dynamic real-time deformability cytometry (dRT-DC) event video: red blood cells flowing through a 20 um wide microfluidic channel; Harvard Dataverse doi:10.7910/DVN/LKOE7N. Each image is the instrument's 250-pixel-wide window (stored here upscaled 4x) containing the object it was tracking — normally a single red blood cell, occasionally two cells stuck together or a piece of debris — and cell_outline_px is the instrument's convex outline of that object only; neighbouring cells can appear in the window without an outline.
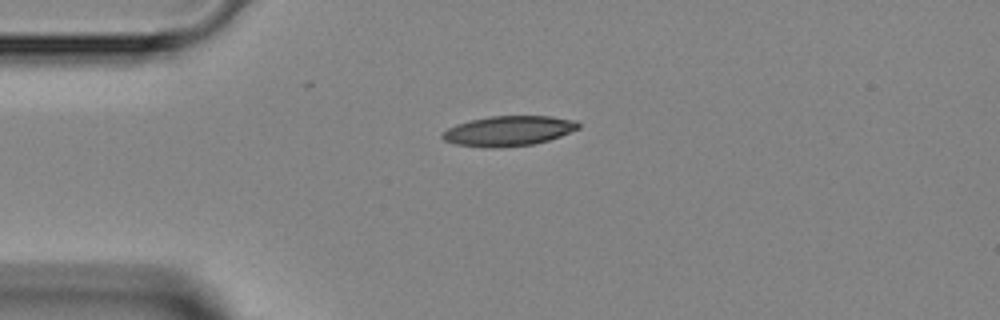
{"species": "Egyptian fruit bat (a non-hibernating species)", "species_latin": "Rousettus aegyptiacus", "temperature_condition": "room temperature", "stored_images_in_passage": 2, "camera_frame_rate_fps": 3000, "um_per_image_px": 0.085, "animal": {"sex": "female"}, "frame": {"image": 1, "passage_image": 1, "time_ms": 0.0, "image_size_px": [1000, 320], "cell_outline_px": [[580, 128], [560, 136], [548, 140], [532, 144], [496, 148], [488, 148], [456, 144], [444, 140], [440, 136], [448, 128], [456, 124], [468, 120], [492, 116], [552, 116], [576, 120], [580, 124]], "centroid_in_image_um": [43.23, 11.12], "position_along_channel_um": 41.8, "area_um2": 23.81}}